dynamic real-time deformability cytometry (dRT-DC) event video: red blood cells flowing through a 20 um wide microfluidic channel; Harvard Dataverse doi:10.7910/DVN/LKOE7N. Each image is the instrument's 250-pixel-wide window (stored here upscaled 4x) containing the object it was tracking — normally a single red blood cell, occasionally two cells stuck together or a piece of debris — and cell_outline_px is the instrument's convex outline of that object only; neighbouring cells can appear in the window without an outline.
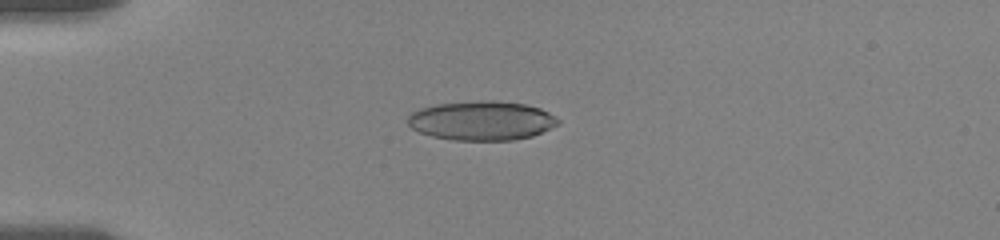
{"species": "human", "species_latin": "Homo sapiens", "temperature_condition": "room temperature", "stored_images_in_passage": 56, "camera_frame_rate_fps": 3000, "um_per_image_px": 0.085, "donor": {"sex": "female"}, "frame": {"image": 1, "passage_image": 5, "time_ms": 2.333, "image_size_px": [1000, 240], "cell_outline_px": [[560, 124], [532, 136], [512, 140], [452, 140], [432, 136], [420, 132], [412, 128], [408, 124], [408, 116], [412, 112], [420, 108], [436, 104], [480, 100], [492, 100], [528, 104], [540, 108], [556, 116], [560, 120]], "centroid_in_image_um": [40.96, 10.24], "position_along_channel_um": 44.0, "area_um2": 34.56}}
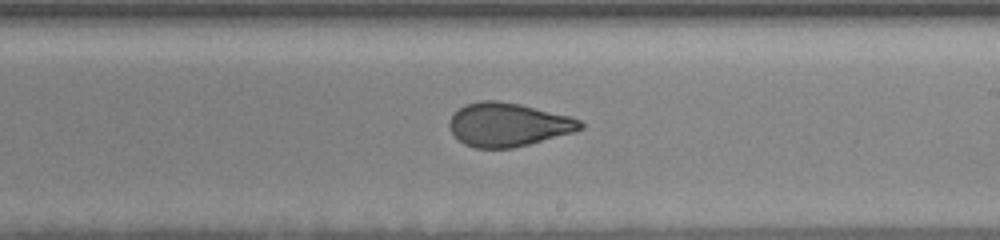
{"frame": {"image": 2, "passage_image": 26, "time_ms": 8.667, "image_size_px": [1000, 240], "cell_outline_px": [[584, 128], [576, 132], [512, 148], [476, 148], [464, 144], [452, 132], [448, 124], [452, 116], [464, 104], [480, 100], [496, 100], [520, 104], [572, 116], [580, 120], [584, 124]], "centroid_in_image_um": [43.23, 10.58], "position_along_channel_um": 245.8, "area_um2": 33.35}}
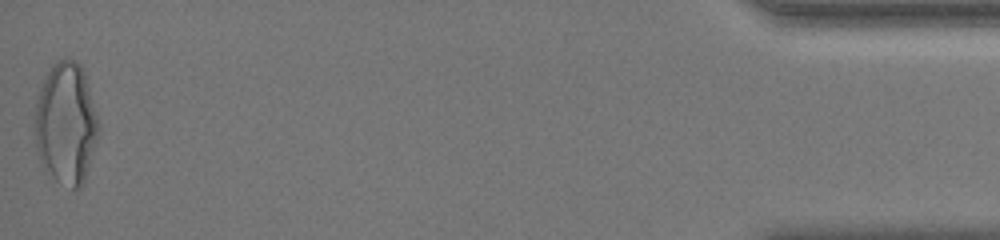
{"frame": {"image": 3, "passage_image": 55, "time_ms": 16.0, "image_size_px": [1000, 240], "cell_outline_px": [[100, 128], [84, 184], [80, 188], [72, 188], [56, 180], [44, 168], [40, 160], [36, 148], [36, 100], [44, 76], [52, 64], [68, 56], [80, 64], [84, 72], [100, 124]], "centroid_in_image_um": [5.62, 10.48], "position_along_channel_um": 429.6, "area_um2": 45.26}, "authors_computed_cell_mechanics": {"area_um2": 34.3043, "velocity_mm_per_s": 3.6439, "shape_relaxation_time_tau1_ms": 9.8178, "shape_relaxation_time_tau2_ms": 1.0237, "deformation_change_tau1": 0.2524, "deformation_change_tau2": 0.0704}}